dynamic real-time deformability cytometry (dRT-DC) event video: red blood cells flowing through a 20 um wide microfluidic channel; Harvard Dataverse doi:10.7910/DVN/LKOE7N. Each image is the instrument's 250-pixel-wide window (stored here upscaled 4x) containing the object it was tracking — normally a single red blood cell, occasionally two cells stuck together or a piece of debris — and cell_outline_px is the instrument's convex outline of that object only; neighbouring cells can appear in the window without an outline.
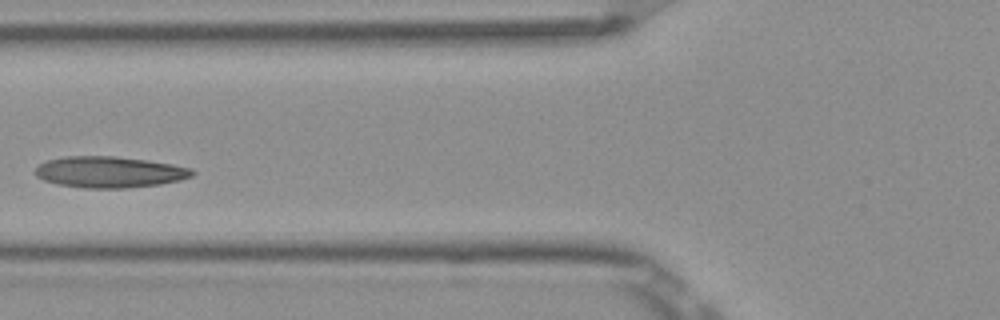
{"species": "Egyptian fruit bat (a non-hibernating species)", "species_latin": "Rousettus aegyptiacus", "temperature_condition": "room temperature", "stored_images_in_passage": 6, "camera_frame_rate_fps": 3000, "um_per_image_px": 0.085, "frame": {"image": 1, "passage_image": 5, "time_ms": 1.333, "image_size_px": [1000, 320], "cell_outline_px": [[196, 172], [192, 176], [180, 180], [160, 184], [128, 188], [84, 188], [56, 184], [44, 180], [36, 176], [36, 168], [40, 164], [48, 160], [64, 156], [116, 156], [172, 164], [192, 168]], "centroid_in_image_um": [9.32, 14.63], "position_along_channel_um": 116.5, "area_um2": 28.55}}
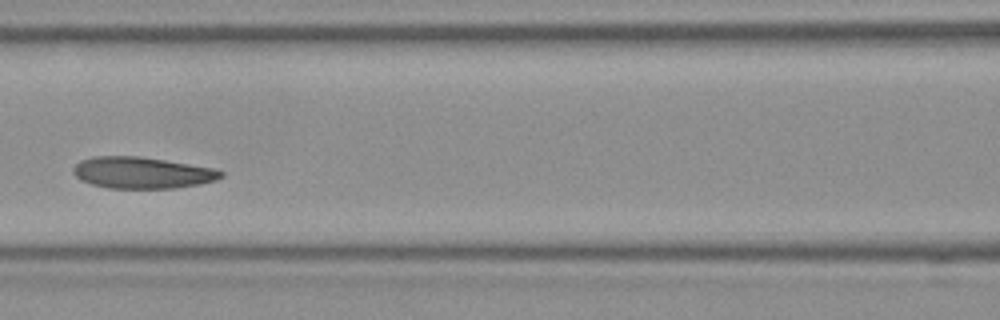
{"frame": {"image": 2, "passage_image": 6, "time_ms": 1.667, "image_size_px": [1000, 320], "cell_outline_px": [[224, 176], [216, 180], [200, 184], [176, 188], [108, 188], [92, 184], [80, 180], [72, 172], [72, 168], [80, 160], [92, 156], [140, 156], [216, 168], [224, 172]], "centroid_in_image_um": [12.09, 14.67], "position_along_channel_um": 154.5, "area_um2": 27.34}}